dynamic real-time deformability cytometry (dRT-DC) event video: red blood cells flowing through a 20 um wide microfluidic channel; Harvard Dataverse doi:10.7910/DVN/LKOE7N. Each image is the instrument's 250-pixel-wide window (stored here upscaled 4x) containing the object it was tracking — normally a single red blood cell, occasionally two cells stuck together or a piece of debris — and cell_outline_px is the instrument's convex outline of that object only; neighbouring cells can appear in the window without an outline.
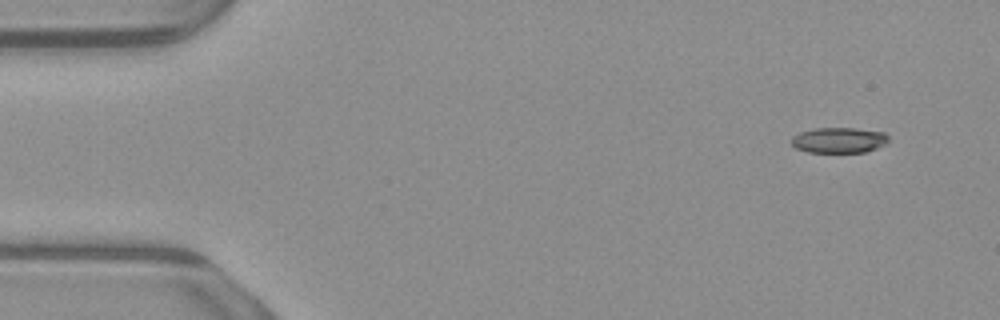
{"species": "common noctule bat (a hibernating species)", "species_latin": "Nyctalus noctula", "temperature_condition": "warm", "stored_images_in_passage": 50, "camera_frame_rate_fps": 3000, "um_per_image_px": 0.085, "animal": {"sex": "male", "body_mass_g": 23.1, "forearm_length_mm": 52.7}, "frame": {"image": 1, "passage_image": 1, "time_ms": 0.0, "image_size_px": [1000, 320], "cell_outline_px": [[888, 144], [864, 152], [808, 152], [796, 148], [792, 144], [792, 136], [800, 132], [816, 128], [856, 128], [884, 132], [888, 136]], "centroid_in_image_um": [71.33, 11.91], "position_along_channel_um": 13.7, "area_um2": 14.45}}
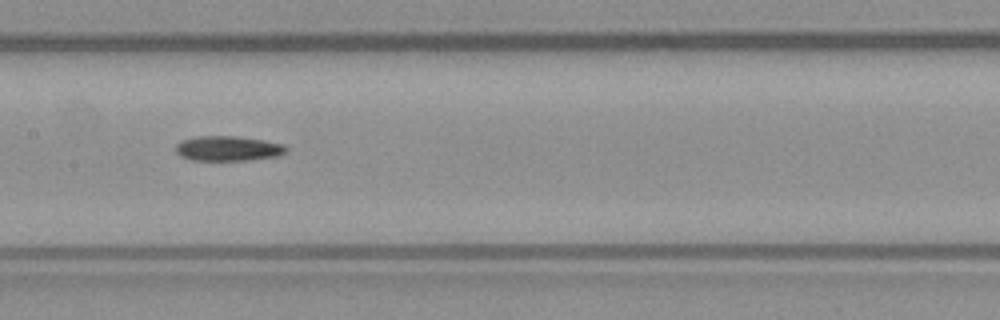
{"frame": {"image": 2, "passage_image": 23, "time_ms": 7.333, "image_size_px": [1000, 320], "cell_outline_px": [[288, 148], [284, 152], [276, 156], [248, 160], [192, 160], [180, 156], [176, 152], [176, 144], [180, 140], [196, 136], [236, 136], [264, 140], [284, 144]], "centroid_in_image_um": [19.35, 12.61], "position_along_channel_um": 188.1, "area_um2": 16.07}}
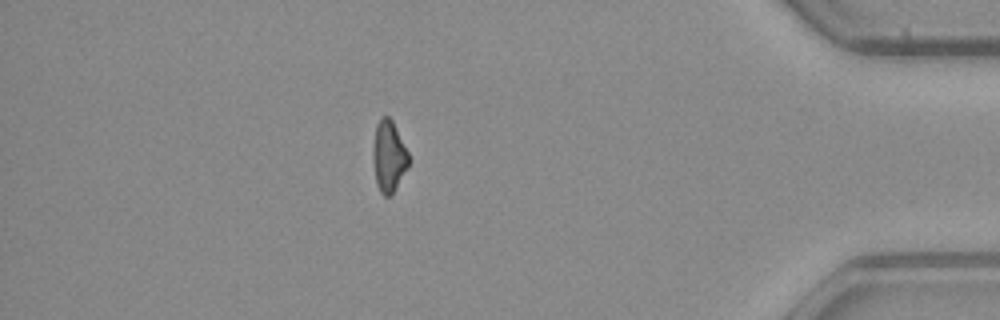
{"frame": {"image": 3, "passage_image": 43, "time_ms": 14.0, "image_size_px": [1000, 320], "cell_outline_px": [[408, 168], [392, 196], [384, 196], [380, 192], [376, 184], [372, 156], [372, 148], [376, 124], [384, 116], [388, 116], [392, 120], [408, 152]], "centroid_in_image_um": [33.03, 13.33], "position_along_channel_um": 402.2, "area_um2": 14.97}, "authors_computed_cell_mechanics": {"area_um2": 15.6638, "velocity_mm_per_s": 3.9264, "shape_relaxation_time_tau1_ms": 3.094, "shape_relaxation_time_tau2_ms": 10.0193, "deformation_change_tau1": 0.134, "deformation_change_tau2": 0.2093}}